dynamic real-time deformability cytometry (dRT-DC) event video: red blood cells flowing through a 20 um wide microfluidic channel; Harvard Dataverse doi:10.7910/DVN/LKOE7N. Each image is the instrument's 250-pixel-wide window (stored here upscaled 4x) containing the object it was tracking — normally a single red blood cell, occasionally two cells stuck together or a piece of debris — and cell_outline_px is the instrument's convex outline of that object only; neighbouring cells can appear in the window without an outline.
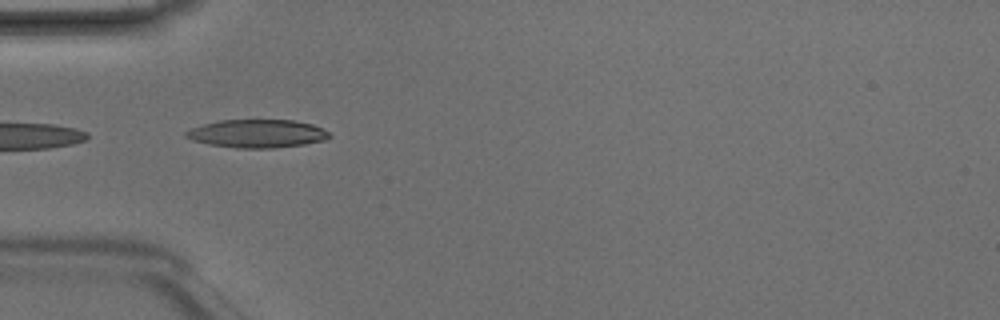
{"species": "Egyptian fruit bat (a non-hibernating species)", "species_latin": "Rousettus aegyptiacus", "temperature_condition": "room temperature", "stored_images_in_passage": 7, "camera_frame_rate_fps": 3000, "um_per_image_px": 0.085, "animal": {"sex": "male"}, "frame": {"image": 1, "passage_image": 5, "time_ms": 1.333, "image_size_px": [1000, 320], "cell_outline_px": [[332, 136], [324, 140], [304, 144], [276, 148], [236, 148], [208, 144], [192, 140], [184, 136], [184, 132], [192, 128], [204, 124], [220, 120], [292, 120], [312, 124], [328, 132]], "centroid_in_image_um": [21.84, 11.36], "position_along_channel_um": 63.2, "area_um2": 23.47}}